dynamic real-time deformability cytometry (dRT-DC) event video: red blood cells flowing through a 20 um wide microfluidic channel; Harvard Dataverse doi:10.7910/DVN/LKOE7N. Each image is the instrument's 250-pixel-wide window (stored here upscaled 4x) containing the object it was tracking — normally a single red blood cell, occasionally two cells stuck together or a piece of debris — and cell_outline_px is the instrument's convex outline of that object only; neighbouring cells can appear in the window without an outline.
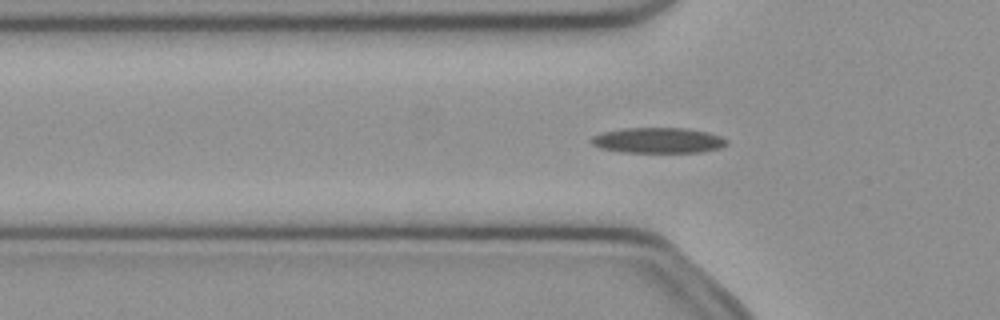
{"species": "common noctule bat (a hibernating species)", "species_latin": "Nyctalus noctula", "temperature_condition": "cold", "stored_images_in_passage": 52, "camera_frame_rate_fps": 3000, "um_per_image_px": 0.085, "animal": {"sex": "female", "body_mass_g": 21.9}, "frame": {"image": 1, "passage_image": 16, "time_ms": 5.0, "image_size_px": [1000, 320], "cell_outline_px": [[728, 144], [720, 148], [700, 152], [620, 152], [600, 148], [592, 144], [588, 140], [592, 136], [600, 132], [624, 128], [684, 128], [708, 132], [720, 136], [728, 140]], "centroid_in_image_um": [55.9, 11.93], "position_along_channel_um": 69.9, "area_um2": 20.29}}
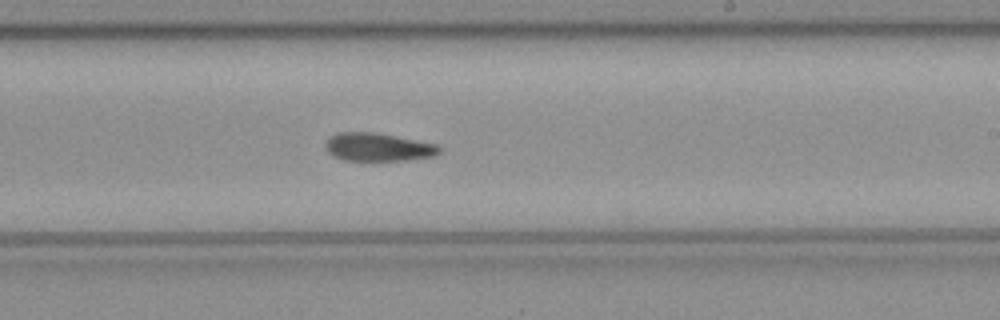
{"frame": {"image": 2, "passage_image": 30, "time_ms": 9.667, "image_size_px": [1000, 320], "cell_outline_px": [[440, 152], [436, 156], [404, 160], [344, 160], [332, 156], [324, 148], [324, 144], [332, 136], [340, 132], [376, 132], [440, 144]], "centroid_in_image_um": [32.17, 12.5], "position_along_channel_um": 256.8, "area_um2": 18.84}}
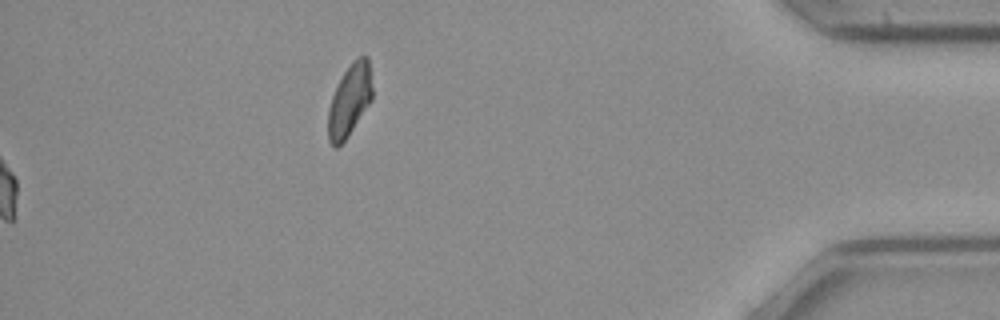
{"frame": {"image": 3, "passage_image": 52, "time_ms": 17.0, "image_size_px": [1000, 320], "cell_outline_px": [[372, 100], [348, 136], [336, 148], [328, 140], [328, 108], [332, 96], [344, 72], [352, 60], [356, 56], [368, 56], [372, 88]], "centroid_in_image_um": [29.72, 8.51], "position_along_channel_um": 405.5, "area_um2": 18.44}, "authors_computed_cell_mechanics": {"area_um2": 19.0162, "velocity_mm_per_s": 3.9811, "shape_relaxation_time_tau1_ms": 4.929, "shape_relaxation_time_tau2_ms": null, "deformation_change_tau1": 0.1269, "deformation_change_tau2": null}}